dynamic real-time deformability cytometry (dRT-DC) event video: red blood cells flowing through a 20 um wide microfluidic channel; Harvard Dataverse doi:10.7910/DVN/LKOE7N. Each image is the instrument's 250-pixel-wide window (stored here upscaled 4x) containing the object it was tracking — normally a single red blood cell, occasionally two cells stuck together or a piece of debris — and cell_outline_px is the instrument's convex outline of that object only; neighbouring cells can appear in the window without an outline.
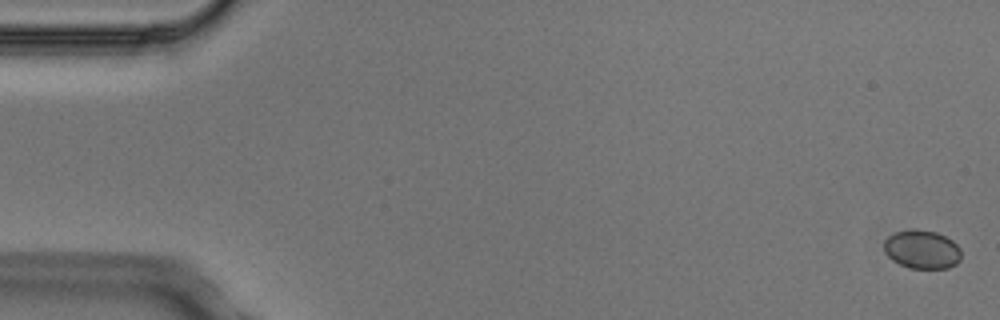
{"species": "Egyptian fruit bat (a non-hibernating species)", "species_latin": "Rousettus aegyptiacus", "temperature_condition": "cold", "stored_images_in_passage": 9, "camera_frame_rate_fps": 3000, "um_per_image_px": 0.085, "animal": {"sex": "male"}, "frame": {"image": 1, "passage_image": 1, "time_ms": 0.0, "image_size_px": [1000, 320], "cell_outline_px": [[960, 260], [956, 264], [948, 268], [908, 268], [892, 260], [884, 252], [884, 240], [888, 236], [896, 232], [912, 228], [916, 228], [936, 232], [952, 240], [960, 248]], "centroid_in_image_um": [78.35, 21.19], "position_along_channel_um": 6.7, "area_um2": 17.51}}
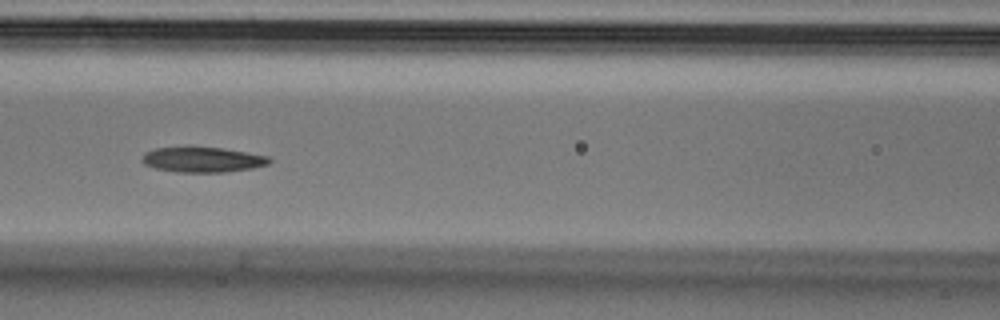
{"frame": {"image": 2, "passage_image": 8, "time_ms": 2.333, "image_size_px": [1000, 320], "cell_outline_px": [[272, 160], [268, 164], [252, 168], [224, 172], [176, 172], [156, 168], [144, 164], [140, 160], [144, 152], [156, 148], [188, 144], [192, 144], [220, 148], [268, 156]], "centroid_in_image_um": [17.13, 13.53], "position_along_channel_um": 149.5, "area_um2": 19.31}}
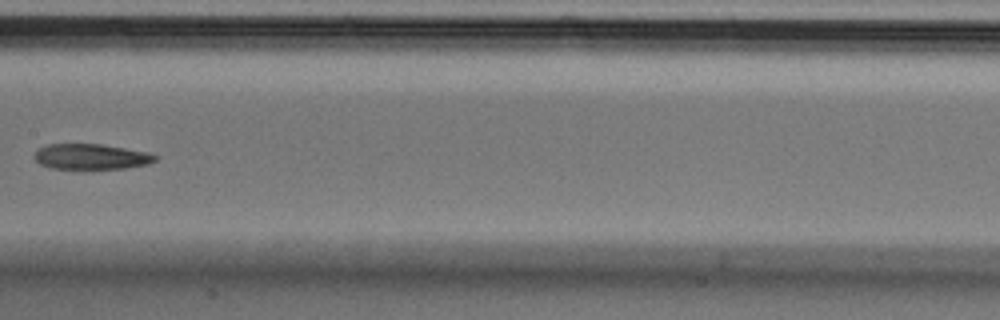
{"frame": {"image": 3, "passage_image": 9, "time_ms": 2.667, "image_size_px": [1000, 320], "cell_outline_px": [[160, 156], [156, 160], [148, 164], [128, 168], [52, 168], [40, 164], [36, 160], [36, 152], [40, 148], [48, 144], [100, 144], [148, 152]], "centroid_in_image_um": [7.81, 13.31], "position_along_channel_um": 199.6, "area_um2": 17.69}}